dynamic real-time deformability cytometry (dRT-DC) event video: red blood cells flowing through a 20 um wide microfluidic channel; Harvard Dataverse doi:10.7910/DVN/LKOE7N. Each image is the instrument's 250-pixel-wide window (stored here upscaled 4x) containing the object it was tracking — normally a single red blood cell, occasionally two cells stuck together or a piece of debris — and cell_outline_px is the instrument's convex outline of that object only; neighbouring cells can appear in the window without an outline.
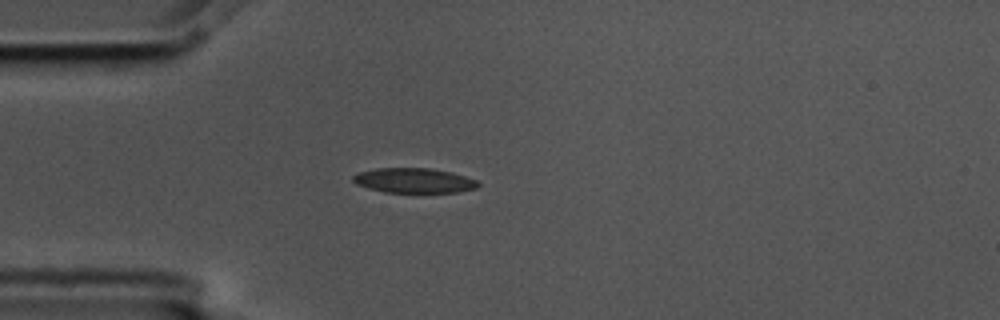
{"species": "common noctule bat (a hibernating species)", "species_latin": "Nyctalus noctula", "temperature_condition": "cold", "stored_images_in_passage": 4, "camera_frame_rate_fps": 3000, "um_per_image_px": 0.085, "animal": {"sex": "male", "body_mass_g": 17.5, "forearm_length_mm": 52.3}, "frame": {"image": 1, "passage_image": 4, "time_ms": 1.0, "image_size_px": [1000, 320], "cell_outline_px": [[480, 184], [476, 188], [456, 192], [384, 192], [368, 188], [356, 184], [352, 180], [352, 176], [360, 172], [376, 168], [428, 168], [452, 172], [476, 180]], "centroid_in_image_um": [35.16, 15.34], "position_along_channel_um": 49.8, "area_um2": 17.98}}